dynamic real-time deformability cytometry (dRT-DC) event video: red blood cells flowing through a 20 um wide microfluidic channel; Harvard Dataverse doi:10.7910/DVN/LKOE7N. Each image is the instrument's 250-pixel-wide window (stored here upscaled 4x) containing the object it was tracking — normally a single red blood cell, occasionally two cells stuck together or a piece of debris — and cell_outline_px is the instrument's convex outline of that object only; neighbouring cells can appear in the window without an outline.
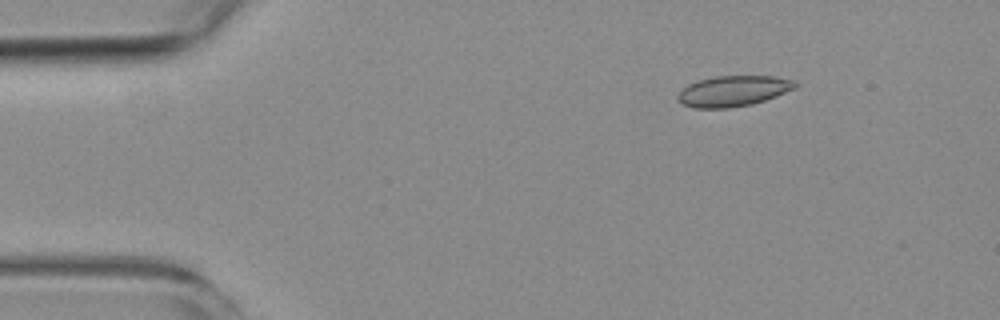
{"species": "common noctule bat (a hibernating species)", "species_latin": "Nyctalus noctula", "temperature_condition": "room temperature", "stored_images_in_passage": 4, "camera_frame_rate_fps": 3000, "um_per_image_px": 0.085, "animal": {"sex": "female", "body_mass_g": 19.3, "forearm_length_mm": 54.1}, "frame": {"image": 1, "passage_image": 2, "time_ms": 2.0, "image_size_px": [1000, 320], "cell_outline_px": [[796, 88], [776, 96], [752, 104], [728, 108], [692, 108], [680, 104], [676, 100], [676, 96], [688, 84], [700, 80], [716, 76], [772, 76], [796, 80]], "centroid_in_image_um": [62.3, 7.74], "position_along_channel_um": 22.7, "area_um2": 21.04}}